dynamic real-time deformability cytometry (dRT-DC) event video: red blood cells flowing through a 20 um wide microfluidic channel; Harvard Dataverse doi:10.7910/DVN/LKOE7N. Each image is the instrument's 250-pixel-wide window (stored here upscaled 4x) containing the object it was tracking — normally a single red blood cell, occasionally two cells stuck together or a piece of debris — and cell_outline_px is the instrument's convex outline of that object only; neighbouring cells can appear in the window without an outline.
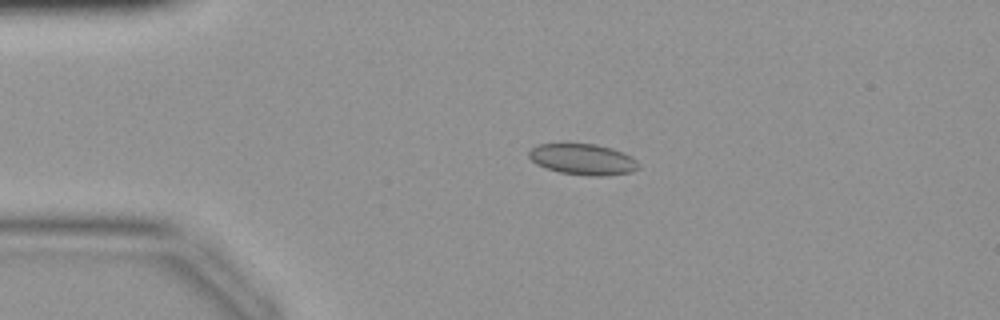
{"species": "common noctule bat (a hibernating species)", "species_latin": "Nyctalus noctula", "temperature_condition": "warm", "stored_images_in_passage": 42, "camera_frame_rate_fps": 3000, "um_per_image_px": 0.085, "animal": {"sex": "female", "body_mass_g": 19.9}, "frame": {"image": 1, "passage_image": 9, "time_ms": 2.667, "image_size_px": [1000, 320], "cell_outline_px": [[640, 168], [632, 172], [608, 176], [588, 176], [560, 172], [544, 168], [536, 164], [528, 156], [528, 152], [536, 144], [568, 140], [596, 144], [612, 148], [624, 152], [632, 156], [636, 160]], "centroid_in_image_um": [49.51, 13.49], "position_along_channel_um": 35.5, "area_um2": 20.92}}
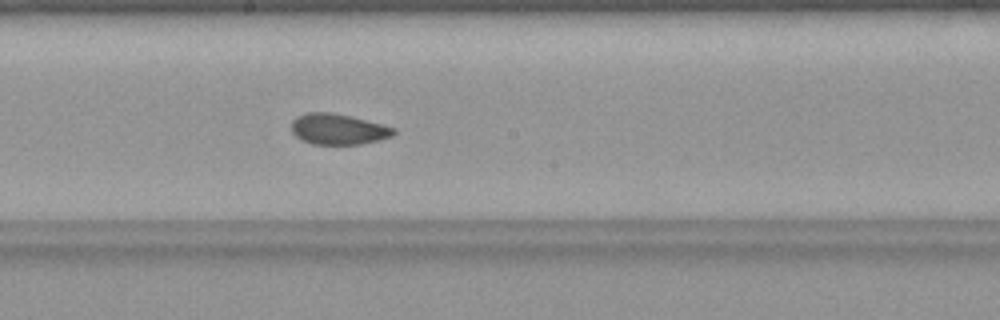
{"frame": {"image": 2, "passage_image": 23, "time_ms": 7.333, "image_size_px": [1000, 320], "cell_outline_px": [[396, 132], [392, 136], [380, 140], [360, 144], [312, 144], [300, 140], [292, 132], [292, 120], [296, 116], [308, 112], [332, 112], [384, 124], [396, 128]], "centroid_in_image_um": [28.75, 10.97], "position_along_channel_um": 219.5, "area_um2": 18.5}}
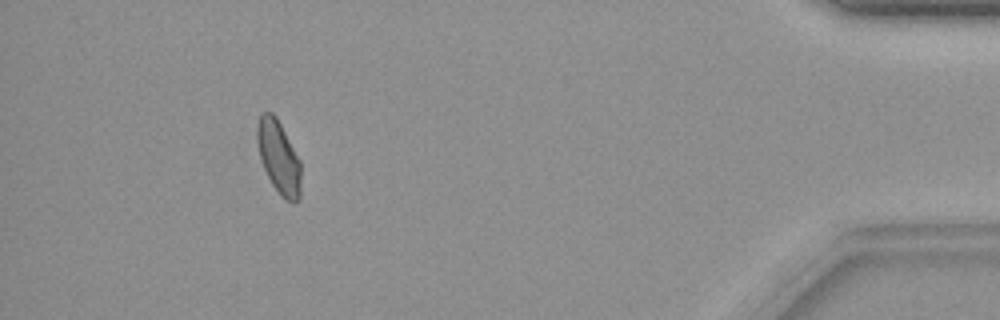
{"frame": {"image": 3, "passage_image": 39, "time_ms": 12.667, "image_size_px": [1000, 320], "cell_outline_px": [[300, 200], [284, 200], [280, 196], [272, 184], [260, 160], [256, 140], [256, 128], [260, 112], [272, 112], [276, 116], [300, 160]], "centroid_in_image_um": [23.66, 13.33], "position_along_channel_um": 411.5, "area_um2": 18.67}}